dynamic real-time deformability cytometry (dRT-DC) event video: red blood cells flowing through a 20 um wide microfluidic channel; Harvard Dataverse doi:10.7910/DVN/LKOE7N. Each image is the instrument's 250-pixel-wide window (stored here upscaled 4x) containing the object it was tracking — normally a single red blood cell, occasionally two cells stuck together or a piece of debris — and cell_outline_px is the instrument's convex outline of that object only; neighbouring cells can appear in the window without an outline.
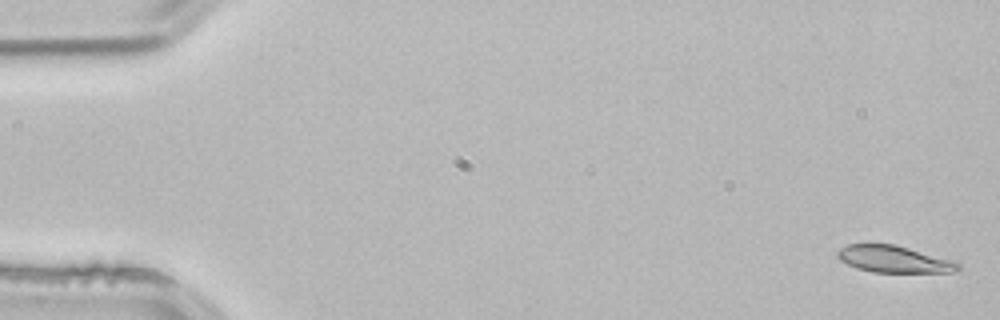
{"species": "common noctule bat (a hibernating species)", "species_latin": "Nyctalus noctula", "temperature_condition": "room temperature", "stored_images_in_passage": 3, "segment_of_instrument_passage": [2, 2], "camera_frame_rate_fps": 3000, "um_per_image_px": 0.085, "animal": {"sex": "male", "body_mass_g": 21.5, "forearm_length_mm": 52.0}, "frame": {"image": 1, "passage_image": 3, "time_ms": 0.667, "image_size_px": [1000, 320], "cell_outline_px": [[960, 268], [952, 272], [872, 272], [856, 268], [840, 260], [836, 256], [836, 252], [840, 248], [848, 244], [892, 244], [908, 248], [952, 260], [960, 264]], "centroid_in_image_um": [75.93, 22.03], "position_along_channel_um": 9.1, "area_um2": 18.67}}